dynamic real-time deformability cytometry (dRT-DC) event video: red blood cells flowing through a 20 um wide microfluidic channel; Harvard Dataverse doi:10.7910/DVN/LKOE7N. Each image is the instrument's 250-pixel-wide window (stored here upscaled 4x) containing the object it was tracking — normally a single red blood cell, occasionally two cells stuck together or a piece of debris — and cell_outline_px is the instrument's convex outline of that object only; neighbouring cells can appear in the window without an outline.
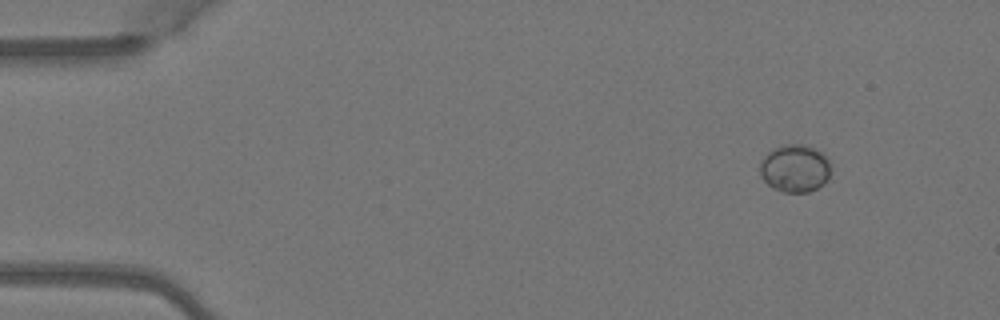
{"species": "Egyptian fruit bat (a non-hibernating species)", "species_latin": "Rousettus aegyptiacus", "temperature_condition": "warm", "stored_images_in_passage": 5, "camera_frame_rate_fps": 3000, "um_per_image_px": 0.085, "animal": {"sex": "female"}, "frame": {"image": 1, "passage_image": 1, "time_ms": 0.0, "image_size_px": [1000, 320], "cell_outline_px": [[832, 172], [824, 184], [808, 192], [784, 192], [772, 188], [760, 176], [760, 160], [772, 148], [784, 144], [800, 144], [812, 148], [828, 156], [832, 168]], "centroid_in_image_um": [67.58, 14.31], "position_along_channel_um": 17.4, "area_um2": 20.0}}
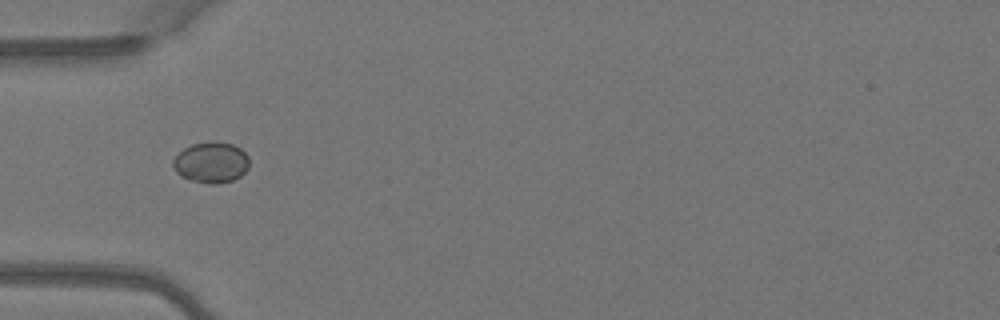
{"frame": {"image": 2, "passage_image": 4, "time_ms": 1.0, "image_size_px": [1000, 320], "cell_outline_px": [[248, 168], [240, 176], [232, 180], [216, 184], [208, 184], [188, 180], [180, 176], [176, 172], [172, 164], [172, 160], [184, 148], [192, 144], [232, 144], [240, 148], [248, 156]], "centroid_in_image_um": [17.92, 13.86], "position_along_channel_um": 67.1, "area_um2": 17.74}}
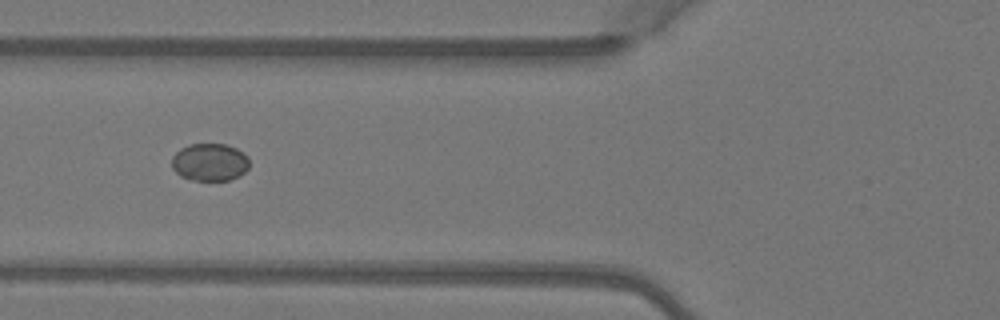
{"frame": {"image": 3, "passage_image": 5, "time_ms": 1.333, "image_size_px": [1000, 320], "cell_outline_px": [[248, 168], [240, 176], [228, 180], [192, 180], [180, 176], [172, 168], [172, 156], [180, 148], [188, 144], [224, 144], [236, 148], [244, 152], [248, 156]], "centroid_in_image_um": [17.82, 13.78], "position_along_channel_um": 108.0, "area_um2": 17.11}}